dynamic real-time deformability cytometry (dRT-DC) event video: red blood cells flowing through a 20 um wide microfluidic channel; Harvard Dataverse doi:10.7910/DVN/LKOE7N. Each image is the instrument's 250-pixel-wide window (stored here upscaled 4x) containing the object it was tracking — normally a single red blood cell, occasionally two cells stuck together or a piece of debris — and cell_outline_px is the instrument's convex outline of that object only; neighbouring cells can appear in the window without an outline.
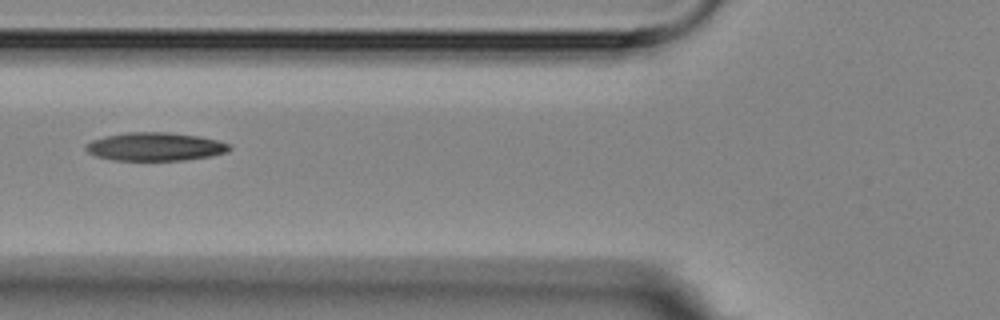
{"species": "Egyptian fruit bat (a non-hibernating species)", "species_latin": "Rousettus aegyptiacus", "temperature_condition": "room temperature", "stored_images_in_passage": 5, "camera_frame_rate_fps": 3000, "um_per_image_px": 0.085, "animal": {"sex": "female"}, "frame": {"image": 1, "passage_image": 5, "time_ms": 5.667, "image_size_px": [1000, 320], "cell_outline_px": [[232, 148], [228, 152], [212, 156], [184, 160], [112, 160], [96, 156], [88, 152], [84, 148], [84, 144], [92, 140], [104, 136], [124, 132], [168, 132], [200, 136], [232, 144]], "centroid_in_image_um": [13.19, 12.46], "position_along_channel_um": 112.6, "area_um2": 23.99}}